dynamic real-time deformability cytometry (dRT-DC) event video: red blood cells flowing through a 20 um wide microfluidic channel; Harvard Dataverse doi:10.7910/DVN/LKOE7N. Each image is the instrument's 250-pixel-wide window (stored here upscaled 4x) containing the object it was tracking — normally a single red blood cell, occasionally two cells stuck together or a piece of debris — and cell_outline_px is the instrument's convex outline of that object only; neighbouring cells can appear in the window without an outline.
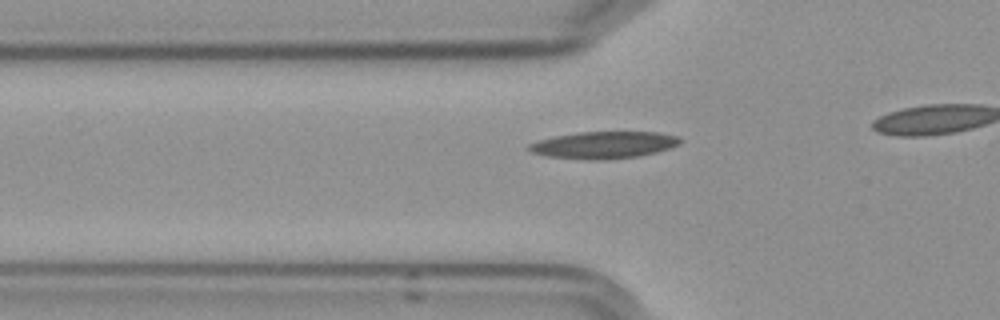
{"species": "Egyptian fruit bat (a non-hibernating species)", "species_latin": "Rousettus aegyptiacus", "temperature_condition": "cold", "stored_images_in_passage": 19, "camera_frame_rate_fps": 3000, "um_per_image_px": 0.085, "frame": {"image": 1, "passage_image": 6, "time_ms": 1.667, "image_size_px": [1000, 320], "cell_outline_px": [[680, 144], [656, 152], [640, 156], [604, 160], [588, 160], [544, 156], [532, 152], [524, 148], [528, 144], [536, 140], [552, 136], [580, 132], [660, 132], [680, 136]], "centroid_in_image_um": [51.26, 12.32], "position_along_channel_um": 74.5, "area_um2": 24.16}}
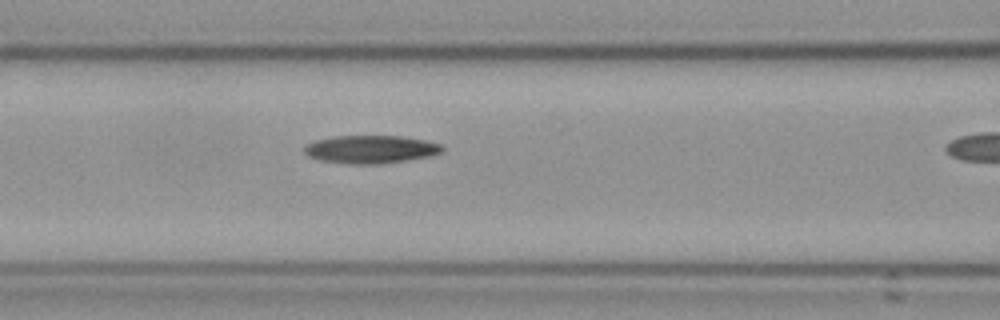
{"frame": {"image": 2, "passage_image": 11, "time_ms": 3.333, "image_size_px": [1000, 320], "cell_outline_px": [[444, 152], [432, 156], [408, 160], [380, 164], [352, 164], [320, 160], [308, 156], [304, 152], [304, 144], [316, 140], [332, 136], [400, 136], [424, 140], [440, 144], [444, 148]], "centroid_in_image_um": [31.52, 12.69], "position_along_channel_um": 135.1, "area_um2": 22.66}}